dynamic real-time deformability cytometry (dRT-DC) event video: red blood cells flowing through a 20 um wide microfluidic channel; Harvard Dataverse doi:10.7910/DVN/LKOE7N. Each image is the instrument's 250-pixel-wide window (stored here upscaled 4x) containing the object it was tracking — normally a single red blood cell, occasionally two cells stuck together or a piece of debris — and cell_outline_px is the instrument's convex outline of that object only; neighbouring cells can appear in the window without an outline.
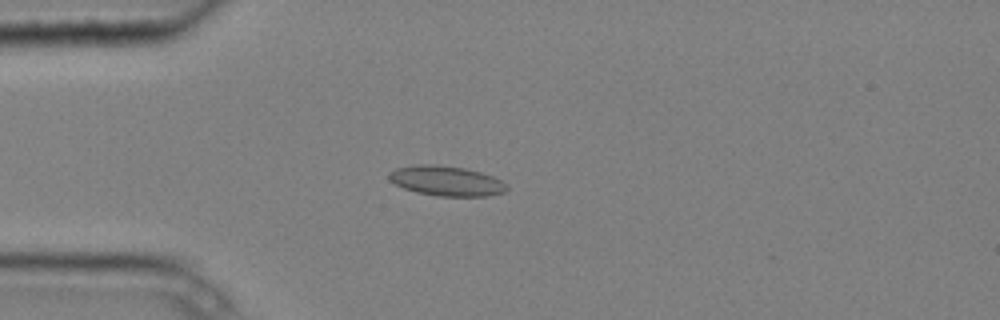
{"species": "common noctule bat (a hibernating species)", "species_latin": "Nyctalus noctula", "temperature_condition": "cold", "stored_images_in_passage": 7, "camera_frame_rate_fps": 3000, "um_per_image_px": 0.085, "animal": {"sex": "male", "body_mass_g": 20.4}, "frame": {"image": 1, "passage_image": 4, "time_ms": 1.0, "image_size_px": [1000, 320], "cell_outline_px": [[508, 188], [504, 192], [488, 196], [436, 196], [416, 192], [404, 188], [388, 180], [388, 172], [396, 168], [416, 164], [436, 164], [464, 168], [480, 172], [492, 176], [508, 184]], "centroid_in_image_um": [37.92, 15.37], "position_along_channel_um": 47.1, "area_um2": 20.69}}
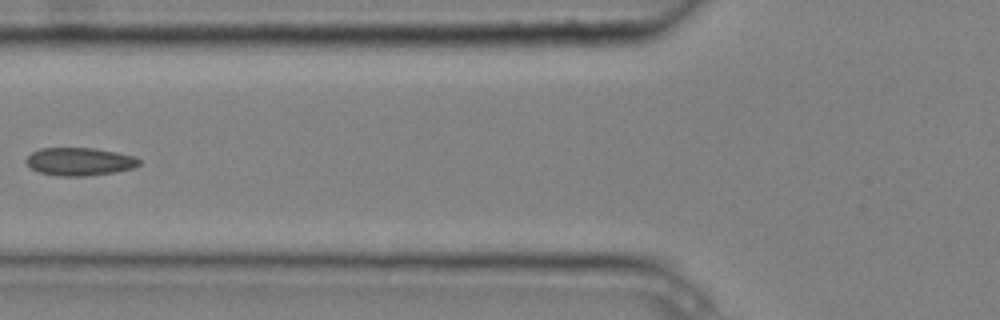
{"frame": {"image": 2, "passage_image": 6, "time_ms": 1.667, "image_size_px": [1000, 320], "cell_outline_px": [[140, 164], [132, 168], [116, 172], [88, 176], [56, 176], [40, 172], [32, 168], [24, 160], [32, 152], [40, 148], [96, 148], [136, 156], [140, 160]], "centroid_in_image_um": [6.78, 13.73], "position_along_channel_um": 119.0, "area_um2": 18.5}}
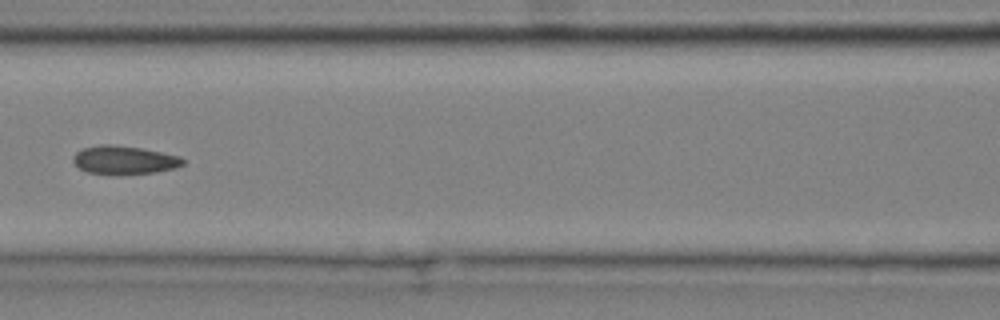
{"frame": {"image": 3, "passage_image": 7, "time_ms": 2.0, "image_size_px": [1000, 320], "cell_outline_px": [[184, 164], [176, 168], [156, 172], [116, 176], [88, 172], [80, 168], [72, 160], [72, 156], [76, 152], [84, 148], [100, 144], [112, 144], [140, 148], [180, 156], [184, 160]], "centroid_in_image_um": [10.55, 13.62], "position_along_channel_um": 156.1, "area_um2": 18.44}}